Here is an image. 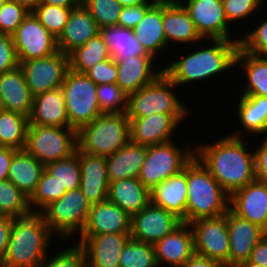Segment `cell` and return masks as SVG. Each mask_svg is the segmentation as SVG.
<instances>
[{"label": "cell", "mask_w": 267, "mask_h": 267, "mask_svg": "<svg viewBox=\"0 0 267 267\" xmlns=\"http://www.w3.org/2000/svg\"><path fill=\"white\" fill-rule=\"evenodd\" d=\"M233 132L195 145V156L229 195L256 180L254 150L248 145L252 136L245 139L242 129Z\"/></svg>", "instance_id": "cell-1"}, {"label": "cell", "mask_w": 267, "mask_h": 267, "mask_svg": "<svg viewBox=\"0 0 267 267\" xmlns=\"http://www.w3.org/2000/svg\"><path fill=\"white\" fill-rule=\"evenodd\" d=\"M210 44L205 47L203 42L192 53L181 59L170 58V64L165 65L164 73L179 87L193 82H206L209 78H216L227 70L235 68V56L239 47L237 40L209 39ZM231 68V69H230ZM218 75V76H217ZM183 85V86H182Z\"/></svg>", "instance_id": "cell-2"}, {"label": "cell", "mask_w": 267, "mask_h": 267, "mask_svg": "<svg viewBox=\"0 0 267 267\" xmlns=\"http://www.w3.org/2000/svg\"><path fill=\"white\" fill-rule=\"evenodd\" d=\"M56 237L40 212L14 218L7 252L0 267H39ZM50 248V249H49Z\"/></svg>", "instance_id": "cell-3"}, {"label": "cell", "mask_w": 267, "mask_h": 267, "mask_svg": "<svg viewBox=\"0 0 267 267\" xmlns=\"http://www.w3.org/2000/svg\"><path fill=\"white\" fill-rule=\"evenodd\" d=\"M229 209V194L194 156L187 164L186 223L218 217Z\"/></svg>", "instance_id": "cell-4"}, {"label": "cell", "mask_w": 267, "mask_h": 267, "mask_svg": "<svg viewBox=\"0 0 267 267\" xmlns=\"http://www.w3.org/2000/svg\"><path fill=\"white\" fill-rule=\"evenodd\" d=\"M130 140L125 112L102 113L77 131V148L85 153L107 157Z\"/></svg>", "instance_id": "cell-5"}, {"label": "cell", "mask_w": 267, "mask_h": 267, "mask_svg": "<svg viewBox=\"0 0 267 267\" xmlns=\"http://www.w3.org/2000/svg\"><path fill=\"white\" fill-rule=\"evenodd\" d=\"M176 88L178 86L162 72L153 82L127 95L125 115L130 120L159 113L191 114L183 100L176 96Z\"/></svg>", "instance_id": "cell-6"}, {"label": "cell", "mask_w": 267, "mask_h": 267, "mask_svg": "<svg viewBox=\"0 0 267 267\" xmlns=\"http://www.w3.org/2000/svg\"><path fill=\"white\" fill-rule=\"evenodd\" d=\"M91 208L80 188L68 190L60 199L49 203L40 213L49 230L60 241H74L84 229ZM74 236V237H73ZM59 237V238H58Z\"/></svg>", "instance_id": "cell-7"}, {"label": "cell", "mask_w": 267, "mask_h": 267, "mask_svg": "<svg viewBox=\"0 0 267 267\" xmlns=\"http://www.w3.org/2000/svg\"><path fill=\"white\" fill-rule=\"evenodd\" d=\"M186 146H178L174 143V138L165 143L147 146L139 181L150 191L160 182L182 171L195 156V147Z\"/></svg>", "instance_id": "cell-8"}, {"label": "cell", "mask_w": 267, "mask_h": 267, "mask_svg": "<svg viewBox=\"0 0 267 267\" xmlns=\"http://www.w3.org/2000/svg\"><path fill=\"white\" fill-rule=\"evenodd\" d=\"M71 128L78 131L102 114L97 85L85 74L68 70L61 85Z\"/></svg>", "instance_id": "cell-9"}, {"label": "cell", "mask_w": 267, "mask_h": 267, "mask_svg": "<svg viewBox=\"0 0 267 267\" xmlns=\"http://www.w3.org/2000/svg\"><path fill=\"white\" fill-rule=\"evenodd\" d=\"M24 149L43 165L68 158L77 149V131L71 127L29 124Z\"/></svg>", "instance_id": "cell-10"}, {"label": "cell", "mask_w": 267, "mask_h": 267, "mask_svg": "<svg viewBox=\"0 0 267 267\" xmlns=\"http://www.w3.org/2000/svg\"><path fill=\"white\" fill-rule=\"evenodd\" d=\"M189 224L193 230L195 254L229 267L230 241L226 213L218 217L200 218Z\"/></svg>", "instance_id": "cell-11"}, {"label": "cell", "mask_w": 267, "mask_h": 267, "mask_svg": "<svg viewBox=\"0 0 267 267\" xmlns=\"http://www.w3.org/2000/svg\"><path fill=\"white\" fill-rule=\"evenodd\" d=\"M33 96L60 88L69 70V56L59 50L47 57L19 63Z\"/></svg>", "instance_id": "cell-12"}, {"label": "cell", "mask_w": 267, "mask_h": 267, "mask_svg": "<svg viewBox=\"0 0 267 267\" xmlns=\"http://www.w3.org/2000/svg\"><path fill=\"white\" fill-rule=\"evenodd\" d=\"M12 39L19 63L44 58L58 51L56 37L40 23L33 12L24 18L12 34Z\"/></svg>", "instance_id": "cell-13"}, {"label": "cell", "mask_w": 267, "mask_h": 267, "mask_svg": "<svg viewBox=\"0 0 267 267\" xmlns=\"http://www.w3.org/2000/svg\"><path fill=\"white\" fill-rule=\"evenodd\" d=\"M179 2L189 12L197 32L205 41L224 39L237 40L240 43L241 37L231 38V29L225 17L222 0H180Z\"/></svg>", "instance_id": "cell-14"}, {"label": "cell", "mask_w": 267, "mask_h": 267, "mask_svg": "<svg viewBox=\"0 0 267 267\" xmlns=\"http://www.w3.org/2000/svg\"><path fill=\"white\" fill-rule=\"evenodd\" d=\"M182 223L176 215L150 201L140 212L131 216L130 236L154 245Z\"/></svg>", "instance_id": "cell-15"}, {"label": "cell", "mask_w": 267, "mask_h": 267, "mask_svg": "<svg viewBox=\"0 0 267 267\" xmlns=\"http://www.w3.org/2000/svg\"><path fill=\"white\" fill-rule=\"evenodd\" d=\"M190 114H151L129 120L130 141L150 146L173 140L175 132ZM176 130V131H175Z\"/></svg>", "instance_id": "cell-16"}, {"label": "cell", "mask_w": 267, "mask_h": 267, "mask_svg": "<svg viewBox=\"0 0 267 267\" xmlns=\"http://www.w3.org/2000/svg\"><path fill=\"white\" fill-rule=\"evenodd\" d=\"M130 238V233H106L80 236L76 243L84 250L86 267H120V253Z\"/></svg>", "instance_id": "cell-17"}, {"label": "cell", "mask_w": 267, "mask_h": 267, "mask_svg": "<svg viewBox=\"0 0 267 267\" xmlns=\"http://www.w3.org/2000/svg\"><path fill=\"white\" fill-rule=\"evenodd\" d=\"M229 209L267 233V185L254 180L229 195Z\"/></svg>", "instance_id": "cell-18"}, {"label": "cell", "mask_w": 267, "mask_h": 267, "mask_svg": "<svg viewBox=\"0 0 267 267\" xmlns=\"http://www.w3.org/2000/svg\"><path fill=\"white\" fill-rule=\"evenodd\" d=\"M226 220L230 241L229 267H238L249 260L254 246L266 232L230 209L226 213Z\"/></svg>", "instance_id": "cell-19"}, {"label": "cell", "mask_w": 267, "mask_h": 267, "mask_svg": "<svg viewBox=\"0 0 267 267\" xmlns=\"http://www.w3.org/2000/svg\"><path fill=\"white\" fill-rule=\"evenodd\" d=\"M154 248L159 267H182L195 254L190 224L183 222L173 232L157 241Z\"/></svg>", "instance_id": "cell-20"}, {"label": "cell", "mask_w": 267, "mask_h": 267, "mask_svg": "<svg viewBox=\"0 0 267 267\" xmlns=\"http://www.w3.org/2000/svg\"><path fill=\"white\" fill-rule=\"evenodd\" d=\"M80 190L90 205L104 202L108 197L109 179L106 157L91 155L78 149Z\"/></svg>", "instance_id": "cell-21"}, {"label": "cell", "mask_w": 267, "mask_h": 267, "mask_svg": "<svg viewBox=\"0 0 267 267\" xmlns=\"http://www.w3.org/2000/svg\"><path fill=\"white\" fill-rule=\"evenodd\" d=\"M162 27L168 46H186L194 43L197 45L204 41L197 32L189 12L180 2L162 1Z\"/></svg>", "instance_id": "cell-22"}, {"label": "cell", "mask_w": 267, "mask_h": 267, "mask_svg": "<svg viewBox=\"0 0 267 267\" xmlns=\"http://www.w3.org/2000/svg\"><path fill=\"white\" fill-rule=\"evenodd\" d=\"M114 61L117 67L116 84L127 94L140 90L164 72L163 67L156 68V59L153 56H136Z\"/></svg>", "instance_id": "cell-23"}, {"label": "cell", "mask_w": 267, "mask_h": 267, "mask_svg": "<svg viewBox=\"0 0 267 267\" xmlns=\"http://www.w3.org/2000/svg\"><path fill=\"white\" fill-rule=\"evenodd\" d=\"M100 28L89 11L80 3L72 8L63 31L56 38L57 49L69 54L83 46L89 39L97 36Z\"/></svg>", "instance_id": "cell-24"}, {"label": "cell", "mask_w": 267, "mask_h": 267, "mask_svg": "<svg viewBox=\"0 0 267 267\" xmlns=\"http://www.w3.org/2000/svg\"><path fill=\"white\" fill-rule=\"evenodd\" d=\"M33 98L19 66L0 74V108L30 118Z\"/></svg>", "instance_id": "cell-25"}, {"label": "cell", "mask_w": 267, "mask_h": 267, "mask_svg": "<svg viewBox=\"0 0 267 267\" xmlns=\"http://www.w3.org/2000/svg\"><path fill=\"white\" fill-rule=\"evenodd\" d=\"M131 217L108 200L91 205L87 223L79 236L130 233Z\"/></svg>", "instance_id": "cell-26"}, {"label": "cell", "mask_w": 267, "mask_h": 267, "mask_svg": "<svg viewBox=\"0 0 267 267\" xmlns=\"http://www.w3.org/2000/svg\"><path fill=\"white\" fill-rule=\"evenodd\" d=\"M150 201L186 223L187 165L150 190Z\"/></svg>", "instance_id": "cell-27"}, {"label": "cell", "mask_w": 267, "mask_h": 267, "mask_svg": "<svg viewBox=\"0 0 267 267\" xmlns=\"http://www.w3.org/2000/svg\"><path fill=\"white\" fill-rule=\"evenodd\" d=\"M29 124L70 127L61 87L34 96Z\"/></svg>", "instance_id": "cell-28"}, {"label": "cell", "mask_w": 267, "mask_h": 267, "mask_svg": "<svg viewBox=\"0 0 267 267\" xmlns=\"http://www.w3.org/2000/svg\"><path fill=\"white\" fill-rule=\"evenodd\" d=\"M147 146L128 141L122 148L106 157L109 183L127 178H138L145 161Z\"/></svg>", "instance_id": "cell-29"}, {"label": "cell", "mask_w": 267, "mask_h": 267, "mask_svg": "<svg viewBox=\"0 0 267 267\" xmlns=\"http://www.w3.org/2000/svg\"><path fill=\"white\" fill-rule=\"evenodd\" d=\"M107 200L131 217L150 202V191L139 178L120 179L109 183Z\"/></svg>", "instance_id": "cell-30"}, {"label": "cell", "mask_w": 267, "mask_h": 267, "mask_svg": "<svg viewBox=\"0 0 267 267\" xmlns=\"http://www.w3.org/2000/svg\"><path fill=\"white\" fill-rule=\"evenodd\" d=\"M132 30L145 51L155 59L162 51L168 50L162 27V1H156Z\"/></svg>", "instance_id": "cell-31"}, {"label": "cell", "mask_w": 267, "mask_h": 267, "mask_svg": "<svg viewBox=\"0 0 267 267\" xmlns=\"http://www.w3.org/2000/svg\"><path fill=\"white\" fill-rule=\"evenodd\" d=\"M235 67L241 68L246 82L241 94L267 97V57L246 52L240 45L235 56Z\"/></svg>", "instance_id": "cell-32"}, {"label": "cell", "mask_w": 267, "mask_h": 267, "mask_svg": "<svg viewBox=\"0 0 267 267\" xmlns=\"http://www.w3.org/2000/svg\"><path fill=\"white\" fill-rule=\"evenodd\" d=\"M44 170L45 165L25 149L16 150L10 163L8 180L30 197Z\"/></svg>", "instance_id": "cell-33"}, {"label": "cell", "mask_w": 267, "mask_h": 267, "mask_svg": "<svg viewBox=\"0 0 267 267\" xmlns=\"http://www.w3.org/2000/svg\"><path fill=\"white\" fill-rule=\"evenodd\" d=\"M238 99L236 118L244 132L254 137L267 136V97L239 95Z\"/></svg>", "instance_id": "cell-34"}, {"label": "cell", "mask_w": 267, "mask_h": 267, "mask_svg": "<svg viewBox=\"0 0 267 267\" xmlns=\"http://www.w3.org/2000/svg\"><path fill=\"white\" fill-rule=\"evenodd\" d=\"M113 60H125L136 56H152L148 54L130 28L120 25L100 29Z\"/></svg>", "instance_id": "cell-35"}, {"label": "cell", "mask_w": 267, "mask_h": 267, "mask_svg": "<svg viewBox=\"0 0 267 267\" xmlns=\"http://www.w3.org/2000/svg\"><path fill=\"white\" fill-rule=\"evenodd\" d=\"M69 69L78 73H86L94 65L111 58L109 49L102 35L89 39L83 46H79L69 54Z\"/></svg>", "instance_id": "cell-36"}, {"label": "cell", "mask_w": 267, "mask_h": 267, "mask_svg": "<svg viewBox=\"0 0 267 267\" xmlns=\"http://www.w3.org/2000/svg\"><path fill=\"white\" fill-rule=\"evenodd\" d=\"M29 118L0 108V146L25 148Z\"/></svg>", "instance_id": "cell-37"}, {"label": "cell", "mask_w": 267, "mask_h": 267, "mask_svg": "<svg viewBox=\"0 0 267 267\" xmlns=\"http://www.w3.org/2000/svg\"><path fill=\"white\" fill-rule=\"evenodd\" d=\"M31 212L29 197L9 180H0V216L17 218Z\"/></svg>", "instance_id": "cell-38"}, {"label": "cell", "mask_w": 267, "mask_h": 267, "mask_svg": "<svg viewBox=\"0 0 267 267\" xmlns=\"http://www.w3.org/2000/svg\"><path fill=\"white\" fill-rule=\"evenodd\" d=\"M67 192L65 187L46 169L43 171L36 189L29 197L32 212H40L49 203L60 199Z\"/></svg>", "instance_id": "cell-39"}, {"label": "cell", "mask_w": 267, "mask_h": 267, "mask_svg": "<svg viewBox=\"0 0 267 267\" xmlns=\"http://www.w3.org/2000/svg\"><path fill=\"white\" fill-rule=\"evenodd\" d=\"M120 267H159L153 244L130 238L120 253Z\"/></svg>", "instance_id": "cell-40"}, {"label": "cell", "mask_w": 267, "mask_h": 267, "mask_svg": "<svg viewBox=\"0 0 267 267\" xmlns=\"http://www.w3.org/2000/svg\"><path fill=\"white\" fill-rule=\"evenodd\" d=\"M45 169L51 175L56 176V179L67 191L79 188L80 164L78 159V148L70 157L46 164Z\"/></svg>", "instance_id": "cell-41"}, {"label": "cell", "mask_w": 267, "mask_h": 267, "mask_svg": "<svg viewBox=\"0 0 267 267\" xmlns=\"http://www.w3.org/2000/svg\"><path fill=\"white\" fill-rule=\"evenodd\" d=\"M72 8L75 7H60L40 3L32 12L40 23L57 38L63 31Z\"/></svg>", "instance_id": "cell-42"}, {"label": "cell", "mask_w": 267, "mask_h": 267, "mask_svg": "<svg viewBox=\"0 0 267 267\" xmlns=\"http://www.w3.org/2000/svg\"><path fill=\"white\" fill-rule=\"evenodd\" d=\"M99 28L118 25L122 5L117 0H81Z\"/></svg>", "instance_id": "cell-43"}, {"label": "cell", "mask_w": 267, "mask_h": 267, "mask_svg": "<svg viewBox=\"0 0 267 267\" xmlns=\"http://www.w3.org/2000/svg\"><path fill=\"white\" fill-rule=\"evenodd\" d=\"M97 98L102 113H120L126 108L127 93L116 83L97 85Z\"/></svg>", "instance_id": "cell-44"}, {"label": "cell", "mask_w": 267, "mask_h": 267, "mask_svg": "<svg viewBox=\"0 0 267 267\" xmlns=\"http://www.w3.org/2000/svg\"><path fill=\"white\" fill-rule=\"evenodd\" d=\"M54 253H49L39 267H86L85 253L78 243Z\"/></svg>", "instance_id": "cell-45"}, {"label": "cell", "mask_w": 267, "mask_h": 267, "mask_svg": "<svg viewBox=\"0 0 267 267\" xmlns=\"http://www.w3.org/2000/svg\"><path fill=\"white\" fill-rule=\"evenodd\" d=\"M267 18V16H266ZM264 18L258 26L244 35L242 34L239 45L254 55L267 57V19Z\"/></svg>", "instance_id": "cell-46"}, {"label": "cell", "mask_w": 267, "mask_h": 267, "mask_svg": "<svg viewBox=\"0 0 267 267\" xmlns=\"http://www.w3.org/2000/svg\"><path fill=\"white\" fill-rule=\"evenodd\" d=\"M28 14L24 6L7 0L0 9V33L12 35Z\"/></svg>", "instance_id": "cell-47"}, {"label": "cell", "mask_w": 267, "mask_h": 267, "mask_svg": "<svg viewBox=\"0 0 267 267\" xmlns=\"http://www.w3.org/2000/svg\"><path fill=\"white\" fill-rule=\"evenodd\" d=\"M225 17L229 25L234 26L232 23L237 21H245V18L250 17L252 14H255L257 10L261 8L256 0H222ZM256 11V12H255Z\"/></svg>", "instance_id": "cell-48"}, {"label": "cell", "mask_w": 267, "mask_h": 267, "mask_svg": "<svg viewBox=\"0 0 267 267\" xmlns=\"http://www.w3.org/2000/svg\"><path fill=\"white\" fill-rule=\"evenodd\" d=\"M96 85L113 84L117 79V67L112 58L97 63L85 73Z\"/></svg>", "instance_id": "cell-49"}, {"label": "cell", "mask_w": 267, "mask_h": 267, "mask_svg": "<svg viewBox=\"0 0 267 267\" xmlns=\"http://www.w3.org/2000/svg\"><path fill=\"white\" fill-rule=\"evenodd\" d=\"M19 66L12 35L0 33V74Z\"/></svg>", "instance_id": "cell-50"}, {"label": "cell", "mask_w": 267, "mask_h": 267, "mask_svg": "<svg viewBox=\"0 0 267 267\" xmlns=\"http://www.w3.org/2000/svg\"><path fill=\"white\" fill-rule=\"evenodd\" d=\"M152 5L153 4H144L122 7L118 19V25L123 28L133 29L144 18L146 11Z\"/></svg>", "instance_id": "cell-51"}, {"label": "cell", "mask_w": 267, "mask_h": 267, "mask_svg": "<svg viewBox=\"0 0 267 267\" xmlns=\"http://www.w3.org/2000/svg\"><path fill=\"white\" fill-rule=\"evenodd\" d=\"M264 138V139H263ZM254 148L256 180L267 185V136Z\"/></svg>", "instance_id": "cell-52"}, {"label": "cell", "mask_w": 267, "mask_h": 267, "mask_svg": "<svg viewBox=\"0 0 267 267\" xmlns=\"http://www.w3.org/2000/svg\"><path fill=\"white\" fill-rule=\"evenodd\" d=\"M13 220L12 217L0 216V266L7 252Z\"/></svg>", "instance_id": "cell-53"}, {"label": "cell", "mask_w": 267, "mask_h": 267, "mask_svg": "<svg viewBox=\"0 0 267 267\" xmlns=\"http://www.w3.org/2000/svg\"><path fill=\"white\" fill-rule=\"evenodd\" d=\"M248 261L267 267V233L254 246Z\"/></svg>", "instance_id": "cell-54"}, {"label": "cell", "mask_w": 267, "mask_h": 267, "mask_svg": "<svg viewBox=\"0 0 267 267\" xmlns=\"http://www.w3.org/2000/svg\"><path fill=\"white\" fill-rule=\"evenodd\" d=\"M16 149L0 146V180H8V171Z\"/></svg>", "instance_id": "cell-55"}, {"label": "cell", "mask_w": 267, "mask_h": 267, "mask_svg": "<svg viewBox=\"0 0 267 267\" xmlns=\"http://www.w3.org/2000/svg\"><path fill=\"white\" fill-rule=\"evenodd\" d=\"M182 267H225L222 263L194 254Z\"/></svg>", "instance_id": "cell-56"}, {"label": "cell", "mask_w": 267, "mask_h": 267, "mask_svg": "<svg viewBox=\"0 0 267 267\" xmlns=\"http://www.w3.org/2000/svg\"><path fill=\"white\" fill-rule=\"evenodd\" d=\"M40 3L60 7H76L81 3V0H41Z\"/></svg>", "instance_id": "cell-57"}, {"label": "cell", "mask_w": 267, "mask_h": 267, "mask_svg": "<svg viewBox=\"0 0 267 267\" xmlns=\"http://www.w3.org/2000/svg\"><path fill=\"white\" fill-rule=\"evenodd\" d=\"M123 7L144 5V4H154L156 0H117Z\"/></svg>", "instance_id": "cell-58"}, {"label": "cell", "mask_w": 267, "mask_h": 267, "mask_svg": "<svg viewBox=\"0 0 267 267\" xmlns=\"http://www.w3.org/2000/svg\"><path fill=\"white\" fill-rule=\"evenodd\" d=\"M19 5L24 6L29 12H32L39 4L41 0H12Z\"/></svg>", "instance_id": "cell-59"}, {"label": "cell", "mask_w": 267, "mask_h": 267, "mask_svg": "<svg viewBox=\"0 0 267 267\" xmlns=\"http://www.w3.org/2000/svg\"><path fill=\"white\" fill-rule=\"evenodd\" d=\"M238 267H266V266L260 265L258 263H253V262L247 261V262L242 263Z\"/></svg>", "instance_id": "cell-60"}, {"label": "cell", "mask_w": 267, "mask_h": 267, "mask_svg": "<svg viewBox=\"0 0 267 267\" xmlns=\"http://www.w3.org/2000/svg\"><path fill=\"white\" fill-rule=\"evenodd\" d=\"M7 0H0V9L2 8V6L4 5V3L6 2Z\"/></svg>", "instance_id": "cell-61"}, {"label": "cell", "mask_w": 267, "mask_h": 267, "mask_svg": "<svg viewBox=\"0 0 267 267\" xmlns=\"http://www.w3.org/2000/svg\"><path fill=\"white\" fill-rule=\"evenodd\" d=\"M260 5L262 4V6L264 5V3L263 2H265V0L263 1V0H256Z\"/></svg>", "instance_id": "cell-62"}, {"label": "cell", "mask_w": 267, "mask_h": 267, "mask_svg": "<svg viewBox=\"0 0 267 267\" xmlns=\"http://www.w3.org/2000/svg\"><path fill=\"white\" fill-rule=\"evenodd\" d=\"M156 1H177V2H179L180 0H156Z\"/></svg>", "instance_id": "cell-63"}]
</instances>
